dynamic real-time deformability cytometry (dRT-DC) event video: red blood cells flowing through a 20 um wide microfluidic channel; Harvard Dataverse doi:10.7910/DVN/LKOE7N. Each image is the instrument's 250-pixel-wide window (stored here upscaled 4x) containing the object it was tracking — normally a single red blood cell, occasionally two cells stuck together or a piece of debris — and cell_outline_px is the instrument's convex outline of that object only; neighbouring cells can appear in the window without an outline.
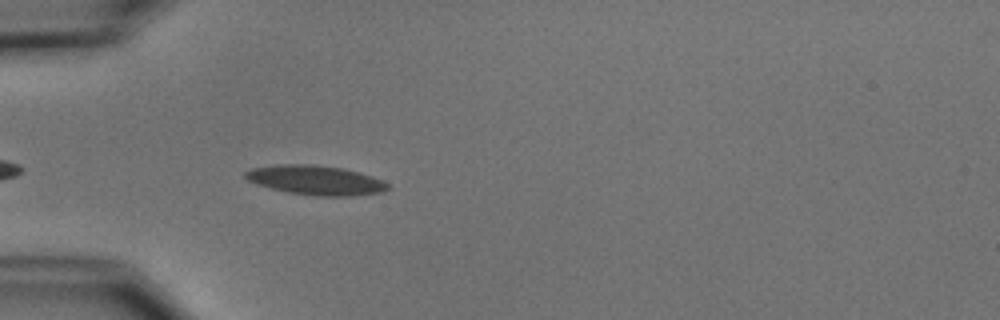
{"species": "common noctule bat (a hibernating species)", "species_latin": "Nyctalus noctula", "temperature_condition": "cold", "stored_images_in_passage": 8, "camera_frame_rate_fps": 3000, "um_per_image_px": 0.085, "animal": {"sex": "male", "body_mass_g": 15.6}, "frame": {"image": 1, "passage_image": 4, "time_ms": 1.0, "image_size_px": [1000, 320], "cell_outline_px": [[388, 188], [380, 192], [352, 196], [320, 196], [288, 192], [256, 184], [248, 180], [244, 176], [244, 172], [252, 168], [276, 164], [312, 164], [344, 168], [360, 172], [372, 176], [388, 184]], "centroid_in_image_um": [26.8, 15.3], "position_along_channel_um": 58.2, "area_um2": 24.33}}